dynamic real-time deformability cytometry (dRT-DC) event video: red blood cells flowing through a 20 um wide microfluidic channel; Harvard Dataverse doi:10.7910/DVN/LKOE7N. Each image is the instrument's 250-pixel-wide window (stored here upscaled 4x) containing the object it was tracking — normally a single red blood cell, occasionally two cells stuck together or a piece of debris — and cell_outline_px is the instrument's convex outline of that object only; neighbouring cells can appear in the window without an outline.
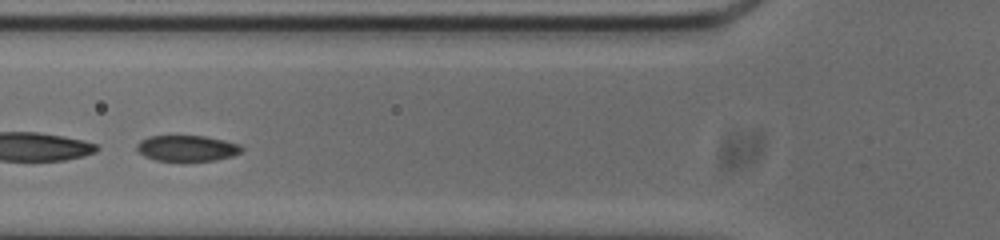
{"species": "common noctule bat (a hibernating species)", "species_latin": "Nyctalus noctula", "temperature_condition": "cold", "stored_images_in_passage": 48, "camera_frame_rate_fps": 3000, "um_per_image_px": 0.085, "animal": {"sex": "male", "body_mass_g": 20.0, "forearm_length_mm": 53.3}, "frame": {"image": 1, "passage_image": 15, "time_ms": 4.667, "image_size_px": [1000, 240], "cell_outline_px": [[244, 148], [240, 152], [232, 156], [216, 160], [156, 160], [144, 156], [136, 148], [136, 144], [140, 140], [148, 136], [204, 136], [224, 140], [240, 144]], "centroid_in_image_um": [15.89, 12.59], "position_along_channel_um": 109.9, "area_um2": 15.66}, "authors_computed_cell_mechanics": {"area_um2": 16.7909, "velocity_mm_per_s": 3.7182, "shape_relaxation_time_tau1_ms": 9.3197, "shape_relaxation_time_tau2_ms": 1.6239, "deformation_change_tau1": 0.1617, "deformation_change_tau2": 0.0487}}